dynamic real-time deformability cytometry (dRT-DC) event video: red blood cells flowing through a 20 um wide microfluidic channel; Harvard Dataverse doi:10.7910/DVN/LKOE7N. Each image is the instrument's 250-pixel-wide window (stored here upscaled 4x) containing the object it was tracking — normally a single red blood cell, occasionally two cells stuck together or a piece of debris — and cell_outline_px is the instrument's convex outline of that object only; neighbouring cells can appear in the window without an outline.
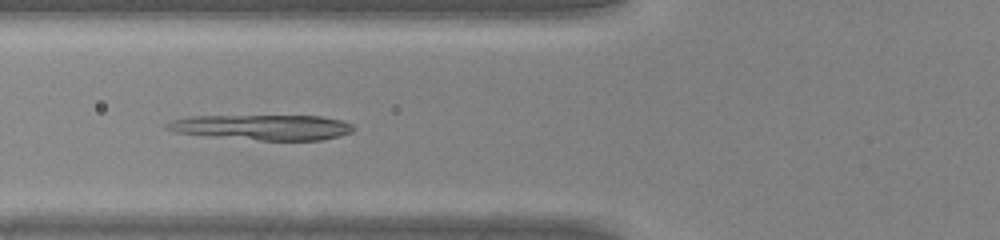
{"species": "common noctule bat (a hibernating species)", "species_latin": "Nyctalus noctula", "temperature_condition": "warm", "stored_images_in_passage": 46, "camera_frame_rate_fps": 3000, "um_per_image_px": 0.085, "animal": {"sex": "male", "body_mass_g": 20.0, "forearm_length_mm": 53.3}, "frame": {"image": 1, "passage_image": 19, "time_ms": 6.0, "image_size_px": [1000, 240], "cell_outline_px": [[356, 128], [352, 132], [340, 136], [320, 140], [260, 140], [216, 136], [176, 132], [164, 128], [164, 124], [172, 120], [192, 116], [320, 116], [340, 120], [352, 124]], "centroid_in_image_um": [22.35, 10.81], "position_along_channel_um": 103.4, "area_um2": 27.22}}
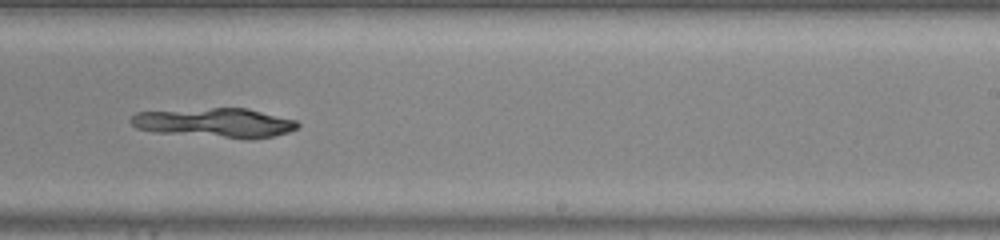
{"frame": {"image": 2, "passage_image": 30, "time_ms": 9.667, "image_size_px": [1000, 240], "cell_outline_px": [[300, 124], [296, 128], [288, 132], [272, 136], [252, 140], [244, 140], [156, 132], [136, 128], [128, 120], [136, 112], [212, 108], [248, 108], [296, 120]], "centroid_in_image_um": [18.29, 10.45], "position_along_channel_um": 270.7, "area_um2": 28.84}}
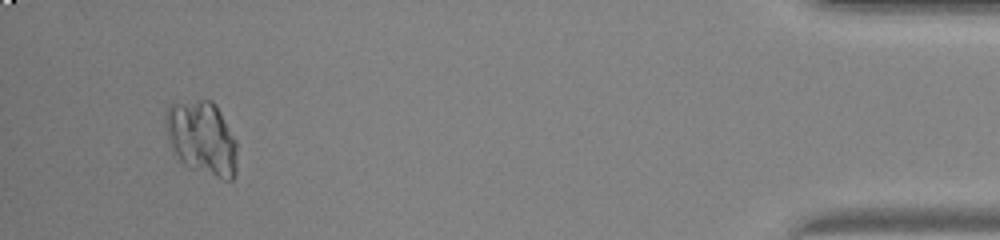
{"frame": {"image": 3, "passage_image": 44, "time_ms": 14.333, "image_size_px": [1000, 240], "cell_outline_px": [[236, 172], [232, 180], [224, 180], [192, 168], [184, 164], [172, 152], [164, 128], [164, 120], [168, 104], [196, 100], [212, 100], [216, 104], [236, 140]], "centroid_in_image_um": [17.13, 11.72], "position_along_channel_um": 418.1, "area_um2": 31.1}}